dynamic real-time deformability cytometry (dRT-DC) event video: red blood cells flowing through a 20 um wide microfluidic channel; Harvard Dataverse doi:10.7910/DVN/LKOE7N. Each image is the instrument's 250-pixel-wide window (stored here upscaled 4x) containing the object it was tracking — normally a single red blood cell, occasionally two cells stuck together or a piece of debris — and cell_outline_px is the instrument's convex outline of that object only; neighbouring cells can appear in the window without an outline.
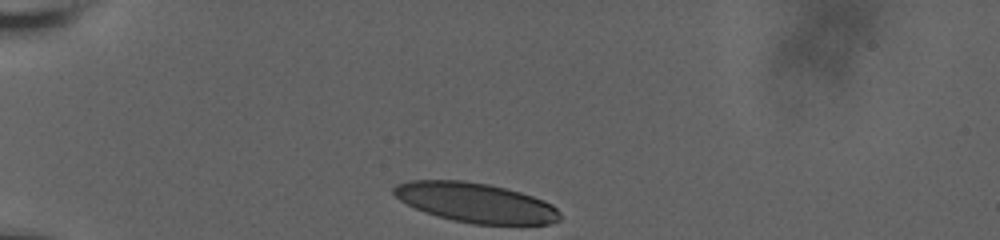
{"species": "human", "species_latin": "Homo sapiens", "temperature_condition": "room temperature", "stored_images_in_passage": 34, "camera_frame_rate_fps": 3000, "um_per_image_px": 0.085, "donor": {"sex": "male"}, "frame": {"image": 1, "passage_image": 1, "time_ms": 0.0, "image_size_px": [1000, 240], "cell_outline_px": [[560, 220], [548, 224], [472, 224], [452, 220], [436, 216], [424, 212], [400, 200], [392, 192], [392, 188], [396, 184], [408, 180], [464, 180], [488, 184], [520, 192], [544, 200], [552, 204], [560, 212]], "centroid_in_image_um": [40.41, 17.22], "position_along_channel_um": 44.6, "area_um2": 38.44}}
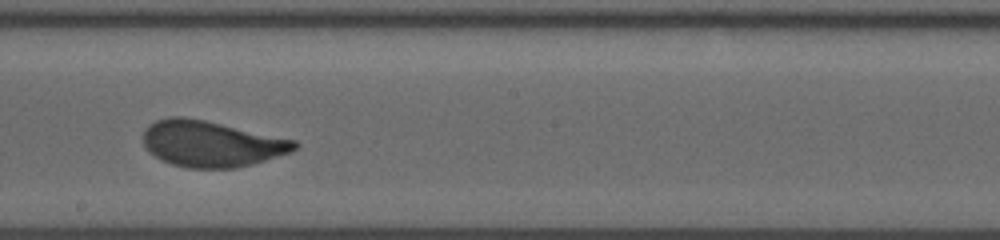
{"frame": {"image": 2, "passage_image": 20, "time_ms": 6.333, "image_size_px": [1000, 240], "cell_outline_px": [[300, 144], [292, 152], [252, 164], [236, 168], [188, 168], [172, 164], [156, 156], [144, 144], [144, 128], [148, 124], [156, 120], [172, 116], [184, 116], [204, 120], [296, 140]], "centroid_in_image_um": [17.98, 12.21], "position_along_channel_um": 230.2, "area_um2": 40.4}}
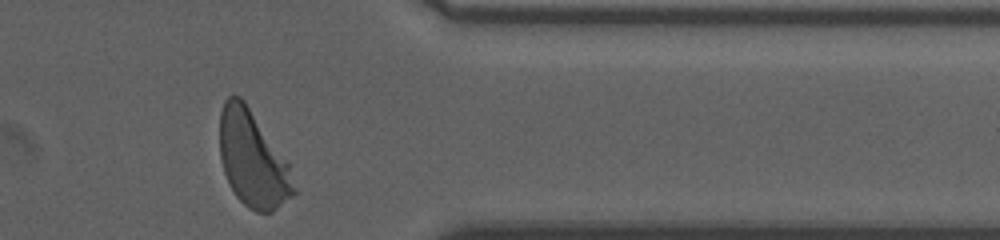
{"frame": {"image": 3, "passage_image": 34, "time_ms": 11.0, "image_size_px": [1000, 240], "cell_outline_px": [[296, 192], [292, 196], [272, 212], [256, 212], [248, 208], [236, 196], [224, 172], [220, 160], [220, 112], [224, 100], [228, 96], [240, 96], [244, 100], [288, 160], [296, 188]], "centroid_in_image_um": [21.49, 13.52], "position_along_channel_um": 389.9, "area_um2": 41.56}, "authors_computed_cell_mechanics": {"area_um2": 40.8646, "velocity_mm_per_s": 3.6249, "shape_relaxation_time_tau1_ms": 4.1628, "shape_relaxation_time_tau2_ms": null, "deformation_change_tau1": 0.1618, "deformation_change_tau2": null}}